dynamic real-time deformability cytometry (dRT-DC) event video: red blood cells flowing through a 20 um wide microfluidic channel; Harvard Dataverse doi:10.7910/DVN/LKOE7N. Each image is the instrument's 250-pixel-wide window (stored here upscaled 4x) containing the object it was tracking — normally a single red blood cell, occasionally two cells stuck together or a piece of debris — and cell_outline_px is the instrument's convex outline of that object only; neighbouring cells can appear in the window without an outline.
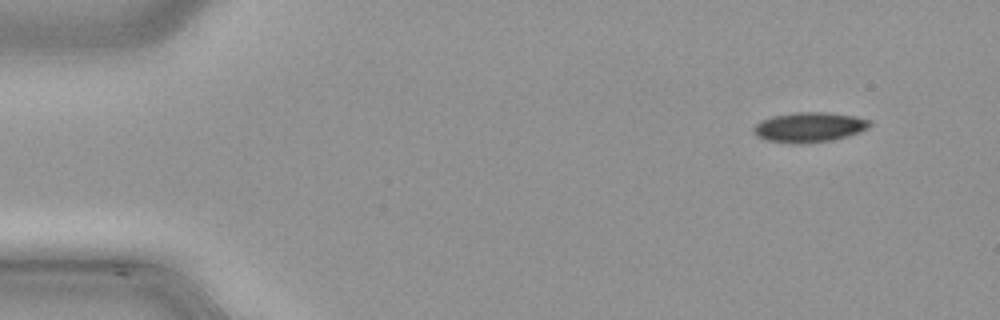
{"species": "common noctule bat (a hibernating species)", "species_latin": "Nyctalus noctula", "temperature_condition": "cold", "stored_images_in_passage": 46, "camera_frame_rate_fps": 3000, "um_per_image_px": 0.085, "animal": {"sex": "male", "body_mass_g": 21.5, "forearm_length_mm": 52.0}, "frame": {"image": 1, "passage_image": 2, "time_ms": 0.333, "image_size_px": [1000, 320], "cell_outline_px": [[872, 124], [868, 128], [860, 132], [848, 136], [832, 140], [796, 144], [764, 140], [756, 136], [752, 132], [752, 128], [756, 124], [772, 116], [792, 112], [828, 112], [856, 116], [872, 120]], "centroid_in_image_um": [68.8, 10.81], "position_along_channel_um": 16.2, "area_um2": 20.52}}
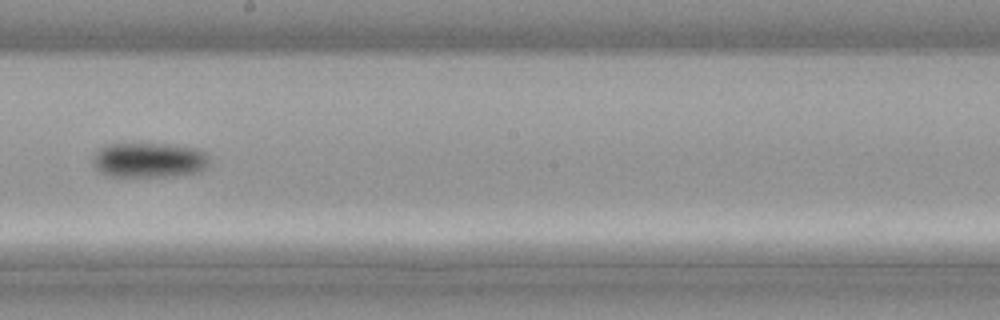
{"frame": {"image": 2, "passage_image": 25, "time_ms": 8.0, "image_size_px": [1000, 320], "cell_outline_px": [[208, 160], [204, 168], [196, 172], [168, 176], [108, 176], [100, 172], [92, 164], [92, 156], [104, 144], [168, 144], [196, 148], [204, 152], [208, 156]], "centroid_in_image_um": [12.6, 13.6], "position_along_channel_um": 235.6, "area_um2": 23.58}}
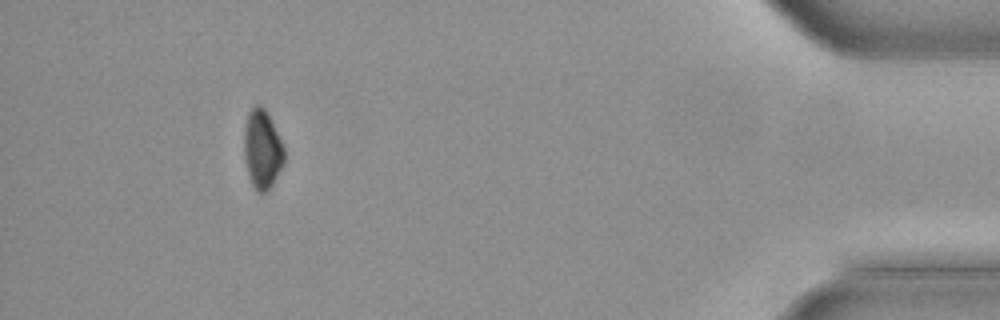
{"frame": {"image": 3, "passage_image": 42, "time_ms": 13.667, "image_size_px": [1000, 320], "cell_outline_px": [[284, 160], [272, 184], [264, 192], [256, 192], [252, 184], [248, 172], [244, 156], [244, 128], [248, 112], [256, 104], [260, 104], [268, 112], [284, 148]], "centroid_in_image_um": [22.27, 12.64], "position_along_channel_um": 412.9, "area_um2": 18.21}}